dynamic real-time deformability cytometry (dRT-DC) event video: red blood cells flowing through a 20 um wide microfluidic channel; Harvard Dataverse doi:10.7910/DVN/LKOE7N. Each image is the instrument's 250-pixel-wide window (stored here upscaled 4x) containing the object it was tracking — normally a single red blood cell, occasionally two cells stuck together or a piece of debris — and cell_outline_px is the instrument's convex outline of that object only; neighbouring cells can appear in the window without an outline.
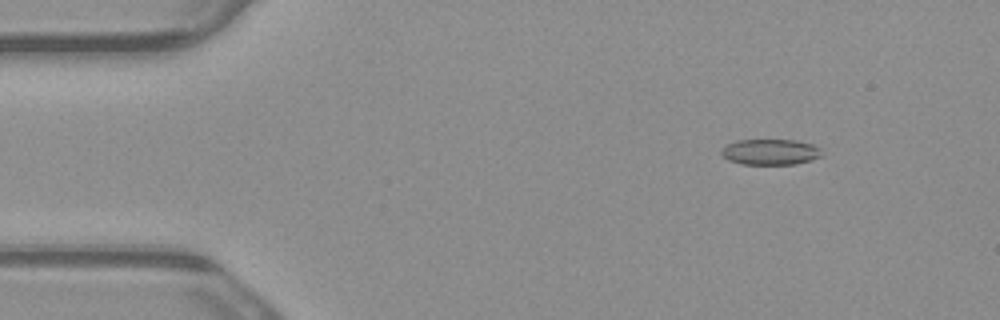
{"species": "common noctule bat (a hibernating species)", "species_latin": "Nyctalus noctula", "temperature_condition": "warm", "stored_images_in_passage": 5, "camera_frame_rate_fps": 3000, "um_per_image_px": 0.085, "animal": {"sex": "male", "body_mass_g": 23.1, "forearm_length_mm": 52.7}, "frame": {"image": 1, "passage_image": 1, "time_ms": 0.0, "image_size_px": [1000, 320], "cell_outline_px": [[824, 156], [812, 160], [796, 164], [740, 164], [728, 160], [720, 152], [728, 144], [736, 140], [796, 140], [812, 144], [820, 148]], "centroid_in_image_um": [65.53, 12.92], "position_along_channel_um": 19.5, "area_um2": 15.14}}
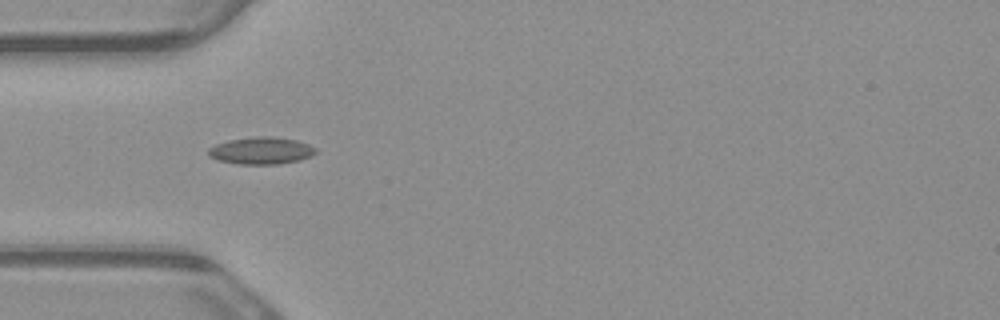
{"frame": {"image": 2, "passage_image": 4, "time_ms": 1.0, "image_size_px": [1000, 320], "cell_outline_px": [[316, 152], [300, 160], [280, 164], [240, 164], [216, 160], [208, 156], [208, 148], [216, 144], [228, 140], [256, 136], [272, 136], [296, 140], [308, 144], [316, 148]], "centroid_in_image_um": [22.16, 12.8], "position_along_channel_um": 62.8, "area_um2": 16.99}}
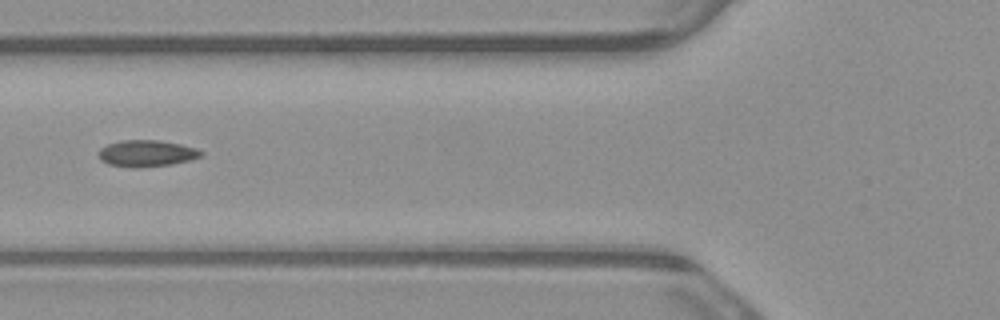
{"frame": {"image": 3, "passage_image": 5, "time_ms": 1.333, "image_size_px": [1000, 320], "cell_outline_px": [[204, 152], [200, 156], [192, 160], [172, 164], [140, 168], [132, 168], [108, 164], [100, 160], [100, 148], [108, 144], [120, 140], [160, 140], [180, 144], [196, 148]], "centroid_in_image_um": [12.47, 13.04], "position_along_channel_um": 113.3, "area_um2": 15.95}}